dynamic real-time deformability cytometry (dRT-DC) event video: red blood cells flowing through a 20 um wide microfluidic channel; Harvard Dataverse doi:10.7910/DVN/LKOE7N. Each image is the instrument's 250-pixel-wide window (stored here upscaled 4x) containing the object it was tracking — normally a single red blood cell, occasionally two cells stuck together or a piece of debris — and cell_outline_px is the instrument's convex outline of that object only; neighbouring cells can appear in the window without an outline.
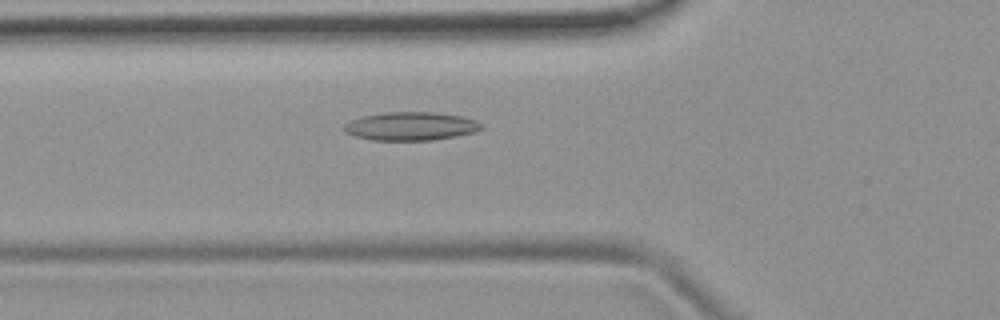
{"species": "common noctule bat (a hibernating species)", "species_latin": "Nyctalus noctula", "temperature_condition": "room temperature", "stored_images_in_passage": 53, "camera_frame_rate_fps": 3000, "um_per_image_px": 0.085, "animal": {"sex": "female", "body_mass_g": 19.9}, "frame": {"image": 1, "passage_image": 19, "time_ms": 6.0, "image_size_px": [1000, 320], "cell_outline_px": [[484, 128], [476, 132], [456, 136], [432, 140], [376, 140], [356, 136], [344, 132], [344, 124], [360, 116], [380, 112], [436, 112], [460, 116], [476, 120], [484, 124]], "centroid_in_image_um": [34.95, 10.72], "position_along_channel_um": 90.9, "area_um2": 22.89}}
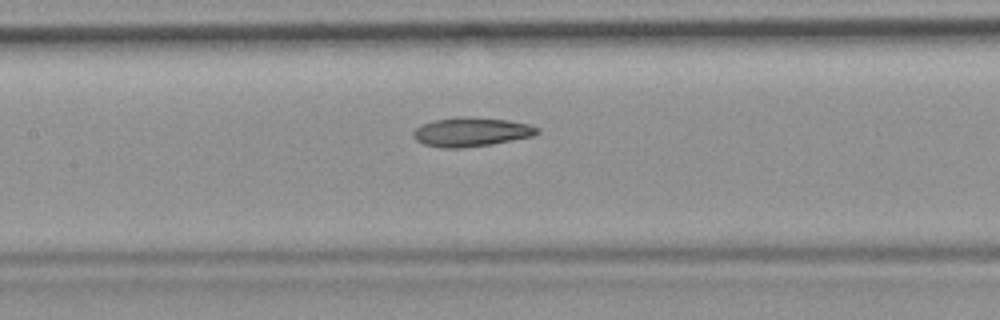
{"frame": {"image": 2, "passage_image": 25, "time_ms": 8.0, "image_size_px": [1000, 320], "cell_outline_px": [[540, 132], [532, 136], [492, 144], [464, 148], [440, 148], [424, 144], [416, 140], [412, 136], [412, 132], [420, 124], [432, 120], [456, 116], [472, 116], [508, 120], [528, 124], [540, 128]], "centroid_in_image_um": [40.02, 11.2], "position_along_channel_um": 167.4, "area_um2": 21.39}}
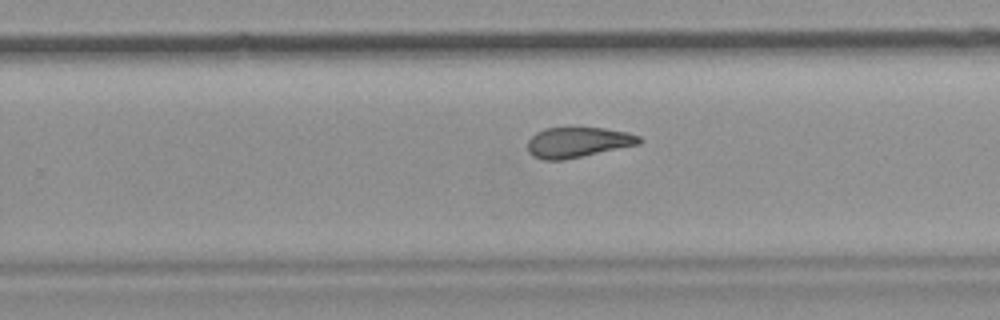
{"frame": {"image": 3, "passage_image": 34, "time_ms": 11.0, "image_size_px": [1000, 320], "cell_outline_px": [[644, 140], [640, 144], [564, 160], [544, 160], [532, 156], [528, 152], [528, 140], [536, 132], [544, 128], [604, 128], [628, 132], [640, 136]], "centroid_in_image_um": [49.13, 12.1], "position_along_channel_um": 280.7, "area_um2": 19.83}, "authors_computed_cell_mechanics": {"area_um2": 21.4438, "velocity_mm_per_s": 3.8014, "shape_relaxation_time_tau1_ms": null, "shape_relaxation_time_tau2_ms": 4.062, "deformation_change_tau1": null, "deformation_change_tau2": 0.1128}}